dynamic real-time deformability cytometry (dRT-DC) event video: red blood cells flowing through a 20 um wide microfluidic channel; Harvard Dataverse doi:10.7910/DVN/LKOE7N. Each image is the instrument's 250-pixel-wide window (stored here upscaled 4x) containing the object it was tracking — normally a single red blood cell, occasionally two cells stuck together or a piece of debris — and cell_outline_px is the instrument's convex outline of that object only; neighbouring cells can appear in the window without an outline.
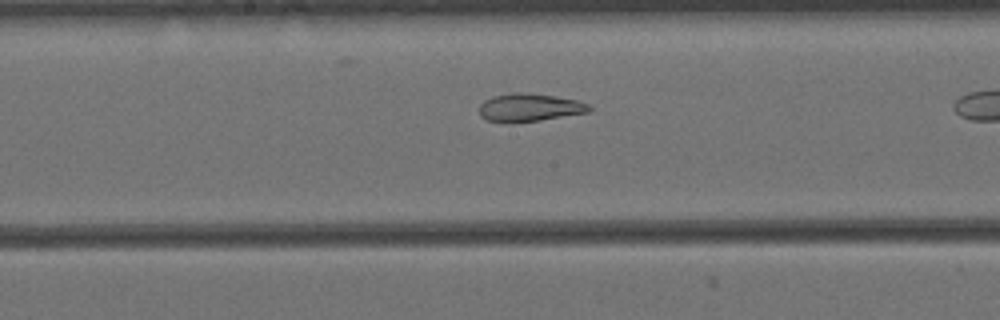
{"species": "Egyptian fruit bat (a non-hibernating species)", "species_latin": "Rousettus aegyptiacus", "temperature_condition": "cold", "stored_images_in_passage": 37, "camera_frame_rate_fps": 3000, "um_per_image_px": 0.085, "animal": {"sex": "female"}, "frame": {"image": 1, "passage_image": 22, "time_ms": 7.0, "image_size_px": [1000, 320], "cell_outline_px": [[592, 108], [588, 112], [540, 120], [512, 124], [500, 124], [488, 120], [480, 116], [480, 104], [484, 100], [492, 96], [512, 92], [524, 92], [556, 96], [576, 100], [588, 104]], "centroid_in_image_um": [44.94, 9.15], "position_along_channel_um": 203.3, "area_um2": 18.26}}